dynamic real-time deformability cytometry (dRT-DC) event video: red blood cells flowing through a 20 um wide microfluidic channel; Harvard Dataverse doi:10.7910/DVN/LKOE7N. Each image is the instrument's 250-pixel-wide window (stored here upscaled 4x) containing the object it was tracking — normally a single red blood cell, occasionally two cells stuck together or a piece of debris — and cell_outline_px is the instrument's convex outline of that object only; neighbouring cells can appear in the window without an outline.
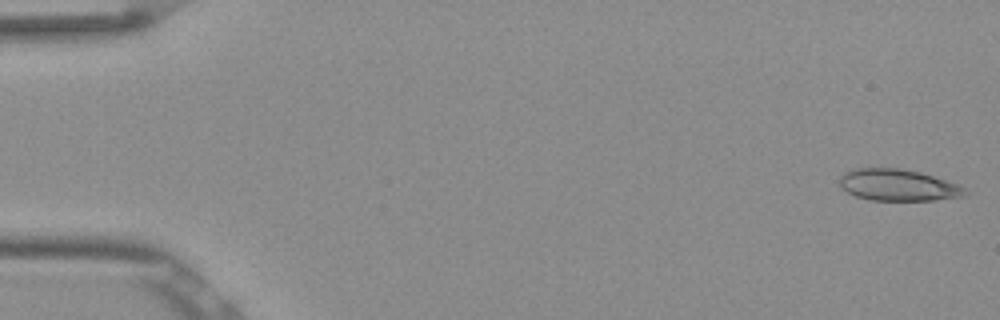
{"species": "Egyptian fruit bat (a non-hibernating species)", "species_latin": "Rousettus aegyptiacus", "temperature_condition": "room temperature", "stored_images_in_passage": 52, "camera_frame_rate_fps": 3000, "um_per_image_px": 0.085, "frame": {"image": 1, "passage_image": 1, "time_ms": 0.0, "image_size_px": [1000, 320], "cell_outline_px": [[968, 192], [964, 196], [932, 200], [868, 200], [856, 196], [848, 192], [840, 184], [840, 176], [856, 168], [900, 168], [920, 172], [956, 184], [964, 188]], "centroid_in_image_um": [76.33, 15.73], "position_along_channel_um": 8.7, "area_um2": 22.72}}
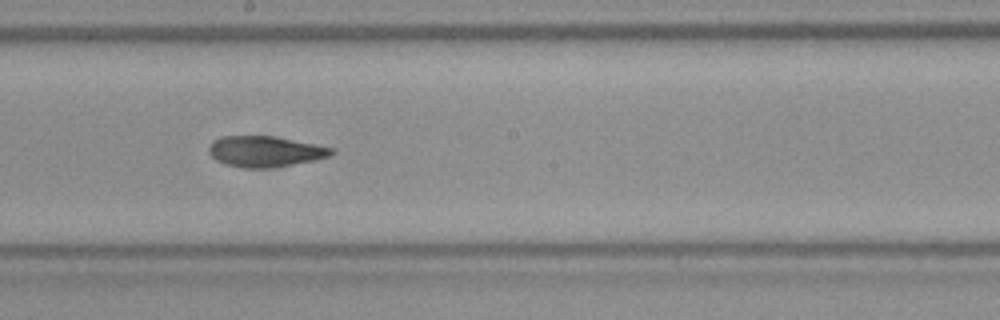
{"frame": {"image": 2, "passage_image": 29, "time_ms": 9.333, "image_size_px": [1000, 320], "cell_outline_px": [[336, 152], [328, 156], [312, 160], [292, 164], [264, 168], [244, 168], [224, 164], [216, 160], [208, 152], [208, 148], [212, 140], [220, 136], [276, 136], [336, 148]], "centroid_in_image_um": [22.51, 12.86], "position_along_channel_um": 225.7, "area_um2": 22.08}}
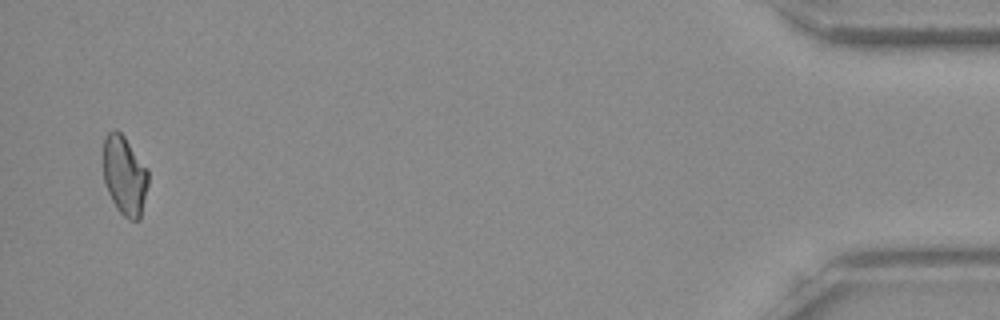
{"frame": {"image": 3, "passage_image": 51, "time_ms": 16.667, "image_size_px": [1000, 320], "cell_outline_px": [[148, 184], [140, 220], [128, 220], [116, 208], [108, 192], [104, 180], [104, 136], [112, 128], [116, 128], [124, 136], [148, 168]], "centroid_in_image_um": [10.6, 14.9], "position_along_channel_um": 424.6, "area_um2": 20.92}, "authors_computed_cell_mechanics": {"area_um2": 22.1952, "velocity_mm_per_s": 3.8515, "shape_relaxation_time_tau1_ms": null, "shape_relaxation_time_tau2_ms": 5.2416, "deformation_change_tau1": null, "deformation_change_tau2": 0.1333}}